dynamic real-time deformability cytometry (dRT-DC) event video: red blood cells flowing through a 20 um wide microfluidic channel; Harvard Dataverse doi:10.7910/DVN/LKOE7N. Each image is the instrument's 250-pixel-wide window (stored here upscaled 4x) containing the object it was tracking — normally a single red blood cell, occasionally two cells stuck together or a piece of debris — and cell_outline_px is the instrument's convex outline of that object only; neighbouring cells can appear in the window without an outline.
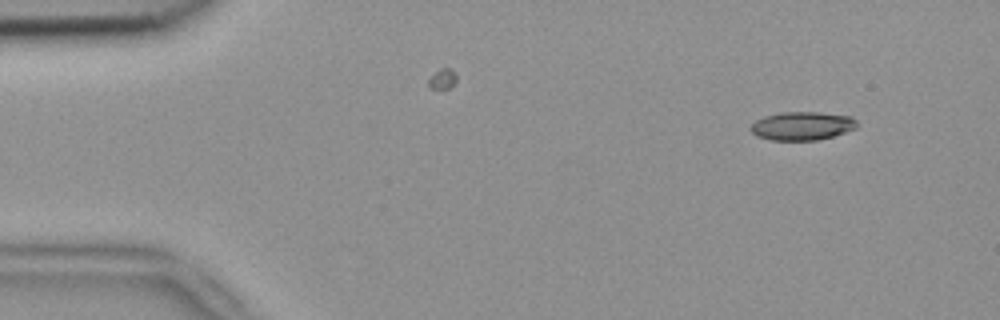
{"species": "common noctule bat (a hibernating species)", "species_latin": "Nyctalus noctula", "temperature_condition": "room temperature", "stored_images_in_passage": 2, "camera_frame_rate_fps": 3000, "um_per_image_px": 0.085, "animal": {"sex": "female", "body_mass_g": 18.4}, "frame": {"image": 1, "passage_image": 2, "time_ms": 0.333, "image_size_px": [1000, 320], "cell_outline_px": [[860, 124], [856, 128], [832, 136], [816, 140], [772, 140], [756, 136], [748, 128], [756, 120], [764, 116], [780, 112], [820, 112], [852, 116]], "centroid_in_image_um": [68.18, 10.69], "position_along_channel_um": 16.8, "area_um2": 17.74}}